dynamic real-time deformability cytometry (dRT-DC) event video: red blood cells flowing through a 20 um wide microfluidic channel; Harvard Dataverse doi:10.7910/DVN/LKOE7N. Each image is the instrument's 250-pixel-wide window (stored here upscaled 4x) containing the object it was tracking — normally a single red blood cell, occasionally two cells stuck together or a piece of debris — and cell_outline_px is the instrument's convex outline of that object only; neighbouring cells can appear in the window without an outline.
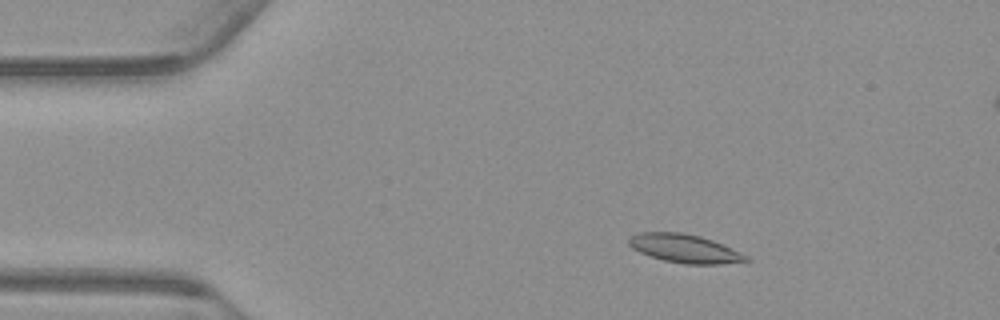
{"species": "common noctule bat (a hibernating species)", "species_latin": "Nyctalus noctula", "temperature_condition": "warm", "stored_images_in_passage": 56, "segment_of_instrument_passage": [1, 2], "camera_frame_rate_fps": 3000, "um_per_image_px": 0.085, "animal": {"sex": "male", "body_mass_g": 23.1, "forearm_length_mm": 52.7}, "frame": {"image": 1, "passage_image": 9, "time_ms": 2.667, "image_size_px": [1000, 320], "cell_outline_px": [[752, 260], [720, 264], [684, 264], [664, 260], [640, 252], [632, 248], [628, 244], [628, 236], [640, 232], [680, 232], [700, 236], [724, 244], [748, 256]], "centroid_in_image_um": [58.19, 21.11], "position_along_channel_um": 26.8, "area_um2": 19.48}}
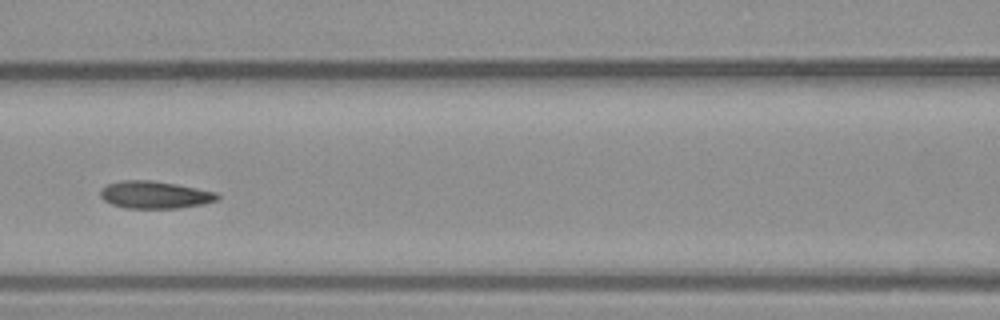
{"frame": {"image": 2, "passage_image": 24, "time_ms": 7.667, "image_size_px": [1000, 320], "cell_outline_px": [[220, 196], [216, 200], [204, 204], [180, 208], [124, 208], [112, 204], [104, 200], [100, 196], [100, 188], [108, 184], [124, 180], [152, 180], [176, 184], [216, 192]], "centroid_in_image_um": [13.15, 16.56], "position_along_channel_um": 153.5, "area_um2": 18.67}}
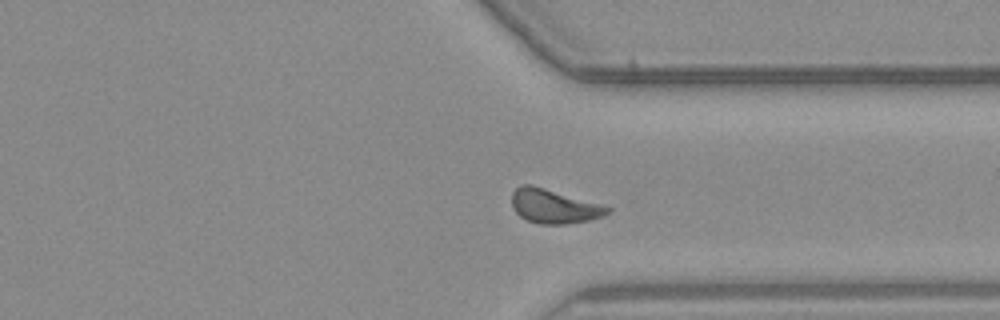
{"frame": {"image": 3, "passage_image": 41, "time_ms": 13.333, "image_size_px": [1000, 320], "cell_outline_px": [[612, 212], [604, 216], [588, 220], [564, 224], [540, 224], [528, 220], [520, 216], [516, 212], [512, 204], [512, 192], [520, 184], [532, 184], [600, 204], [612, 208]], "centroid_in_image_um": [47.09, 17.52], "position_along_channel_um": 364.3, "area_um2": 18.96}}